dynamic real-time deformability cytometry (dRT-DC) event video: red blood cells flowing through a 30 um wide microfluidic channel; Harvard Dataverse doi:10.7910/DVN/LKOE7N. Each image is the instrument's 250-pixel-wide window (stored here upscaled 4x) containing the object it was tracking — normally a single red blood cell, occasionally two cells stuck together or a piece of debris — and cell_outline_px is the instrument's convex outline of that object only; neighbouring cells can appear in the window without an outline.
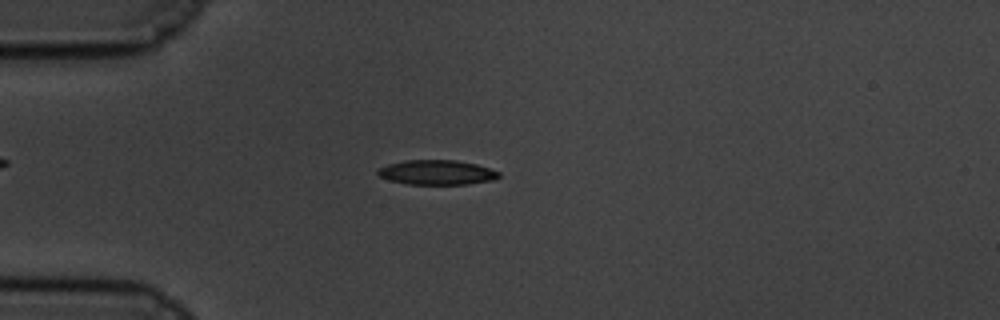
{"species": "common noctule bat (a hibernating species)", "species_latin": "Nyctalus noctula", "temperature_condition": "cold", "stored_images_in_passage": 54, "camera_frame_rate_fps": 3000, "um_per_image_px": 0.085, "animal": {"sex": "male", "body_mass_g": 19.5, "forearm_length_mm": 54.6}, "frame": {"image": 1, "passage_image": 10, "time_ms": 3.0, "image_size_px": [1000, 320], "cell_outline_px": [[500, 176], [492, 180], [468, 184], [408, 184], [388, 180], [380, 176], [376, 172], [380, 168], [388, 164], [404, 160], [456, 160], [476, 164], [500, 172]], "centroid_in_image_um": [37.12, 14.65], "position_along_channel_um": 47.9, "area_um2": 17.34}}
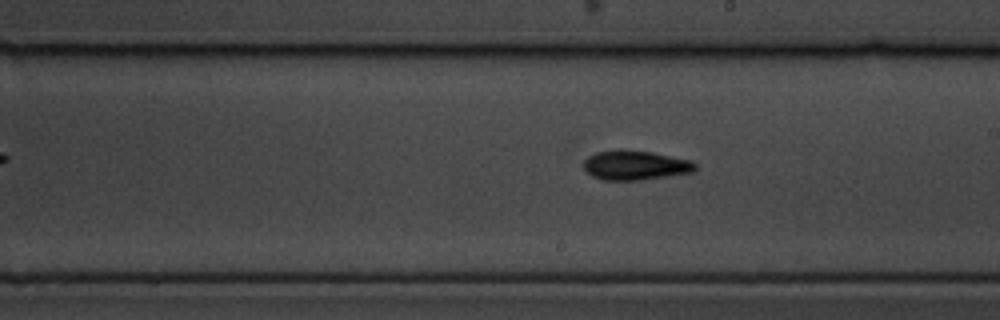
{"frame": {"image": 2, "passage_image": 28, "time_ms": 9.0, "image_size_px": [1000, 320], "cell_outline_px": [[696, 168], [692, 172], [640, 180], [604, 180], [592, 176], [584, 168], [584, 160], [588, 156], [596, 152], [652, 152], [692, 160], [696, 164]], "centroid_in_image_um": [54.03, 14.08], "position_along_channel_um": 235.0, "area_um2": 18.5}}
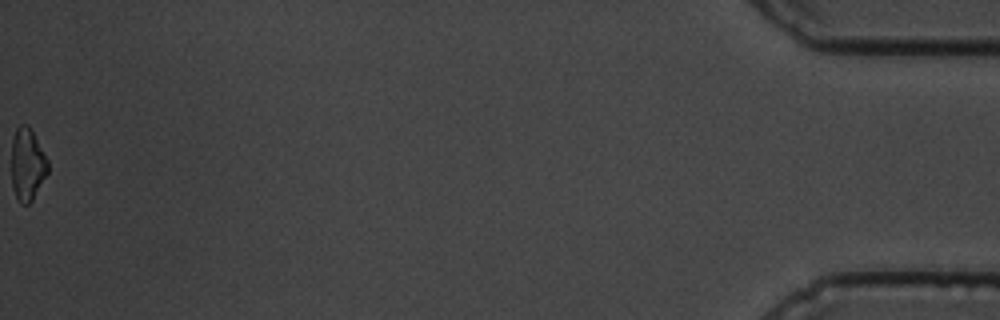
{"frame": {"image": 3, "passage_image": 54, "time_ms": 17.667, "image_size_px": [1000, 320], "cell_outline_px": [[48, 172], [32, 200], [28, 204], [20, 204], [16, 200], [12, 188], [12, 140], [16, 128], [20, 124], [28, 124], [48, 160]], "centroid_in_image_um": [2.31, 13.99], "position_along_channel_um": 432.9, "area_um2": 15.37}, "authors_computed_cell_mechanics": {"area_um2": 17.5134, "velocity_mm_per_s": 3.39, "shape_relaxation_time_tau1_ms": 5.1403, "shape_relaxation_time_tau2_ms": 6.8163, "deformation_change_tau1": 0.1456, "deformation_change_tau2": 0.1271}}